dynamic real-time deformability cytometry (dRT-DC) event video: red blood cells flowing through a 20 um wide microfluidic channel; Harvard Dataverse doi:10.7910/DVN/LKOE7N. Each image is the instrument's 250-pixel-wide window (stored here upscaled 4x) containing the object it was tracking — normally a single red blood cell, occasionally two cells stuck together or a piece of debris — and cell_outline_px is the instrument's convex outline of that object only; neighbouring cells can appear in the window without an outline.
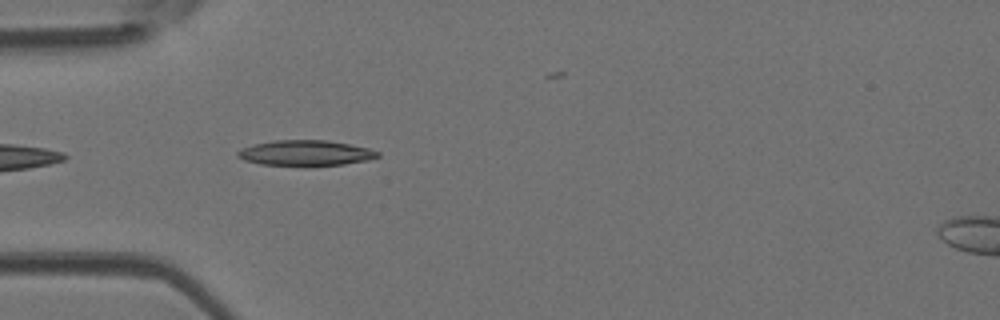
{"species": "Egyptian fruit bat (a non-hibernating species)", "species_latin": "Rousettus aegyptiacus", "temperature_condition": "room temperature", "stored_images_in_passage": 29, "camera_frame_rate_fps": 3000, "um_per_image_px": 0.085, "animal": {"sex": "female"}, "frame": {"image": 1, "passage_image": 2, "time_ms": 0.333, "image_size_px": [1000, 320], "cell_outline_px": [[380, 156], [368, 160], [344, 164], [308, 168], [260, 164], [244, 160], [236, 156], [236, 152], [244, 148], [256, 144], [276, 140], [324, 140], [348, 144], [368, 148], [380, 152]], "centroid_in_image_um": [25.98, 13.05], "position_along_channel_um": 59.0, "area_um2": 21.27}}
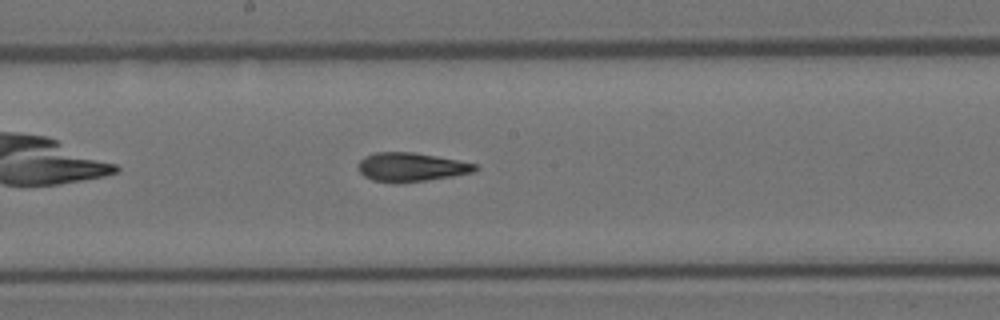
{"frame": {"image": 2, "passage_image": 14, "time_ms": 4.333, "image_size_px": [1000, 320], "cell_outline_px": [[480, 168], [476, 172], [452, 176], [396, 184], [372, 180], [364, 176], [360, 172], [356, 164], [364, 156], [376, 152], [412, 152], [436, 156], [480, 164]], "centroid_in_image_um": [34.96, 14.2], "position_along_channel_um": 213.2, "area_um2": 19.94}}
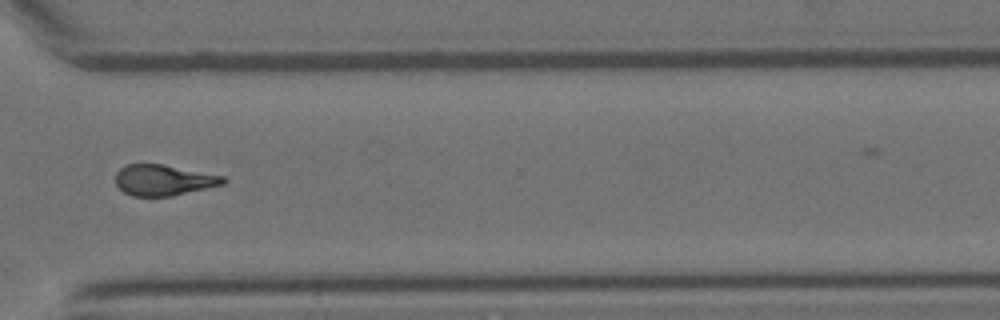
{"frame": {"image": 3, "passage_image": 25, "time_ms": 8.0, "image_size_px": [1000, 320], "cell_outline_px": [[228, 180], [224, 184], [172, 196], [132, 196], [124, 192], [116, 184], [116, 172], [124, 164], [160, 164], [224, 176]], "centroid_in_image_um": [13.89, 15.31], "position_along_channel_um": 356.7, "area_um2": 19.25}}